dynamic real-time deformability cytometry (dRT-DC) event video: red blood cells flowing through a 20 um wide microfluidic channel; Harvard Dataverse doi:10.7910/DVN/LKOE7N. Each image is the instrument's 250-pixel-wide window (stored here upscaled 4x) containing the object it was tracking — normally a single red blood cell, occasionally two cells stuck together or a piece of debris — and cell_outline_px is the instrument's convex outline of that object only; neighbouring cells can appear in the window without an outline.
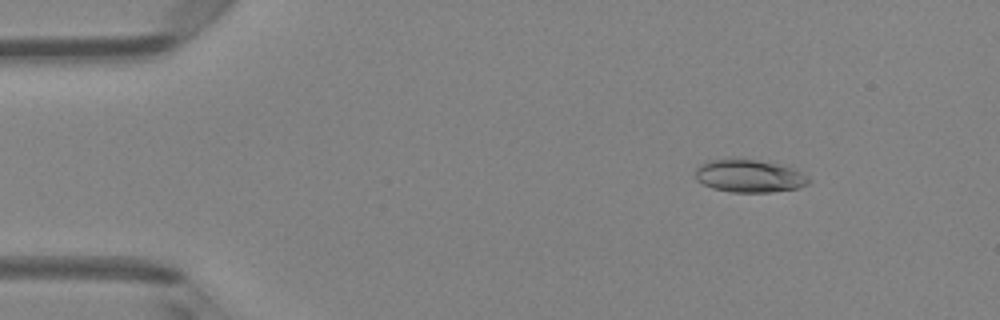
{"species": "Egyptian fruit bat (a non-hibernating species)", "species_latin": "Rousettus aegyptiacus", "temperature_condition": "room temperature", "stored_images_in_passage": 49, "camera_frame_rate_fps": 3000, "um_per_image_px": 0.085, "animal": {"sex": "female"}, "frame": {"image": 1, "passage_image": 6, "time_ms": 1.667, "image_size_px": [1000, 320], "cell_outline_px": [[812, 180], [808, 184], [800, 188], [772, 192], [732, 192], [712, 188], [696, 180], [696, 168], [700, 164], [708, 160], [736, 156], [780, 164], [792, 168], [808, 176]], "centroid_in_image_um": [63.68, 14.93], "position_along_channel_um": 21.3, "area_um2": 22.25}}
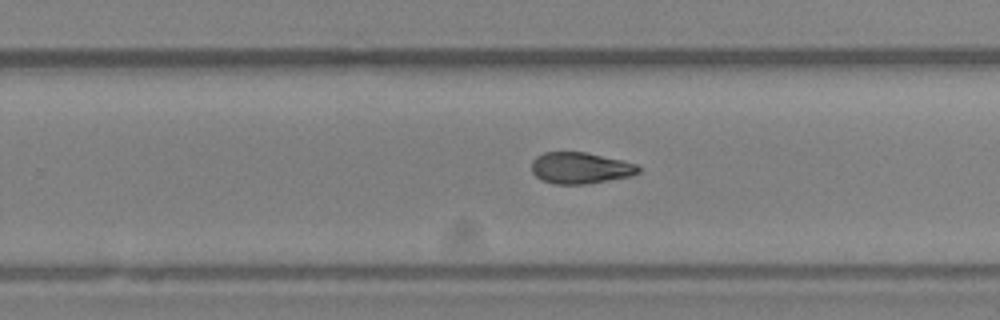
{"frame": {"image": 2, "passage_image": 31, "time_ms": 10.0, "image_size_px": [1000, 320], "cell_outline_px": [[640, 172], [632, 176], [584, 184], [556, 184], [540, 180], [532, 172], [532, 160], [536, 156], [544, 152], [584, 152], [620, 160], [636, 164], [640, 168]], "centroid_in_image_um": [49.3, 14.28], "position_along_channel_um": 280.5, "area_um2": 19.42}}
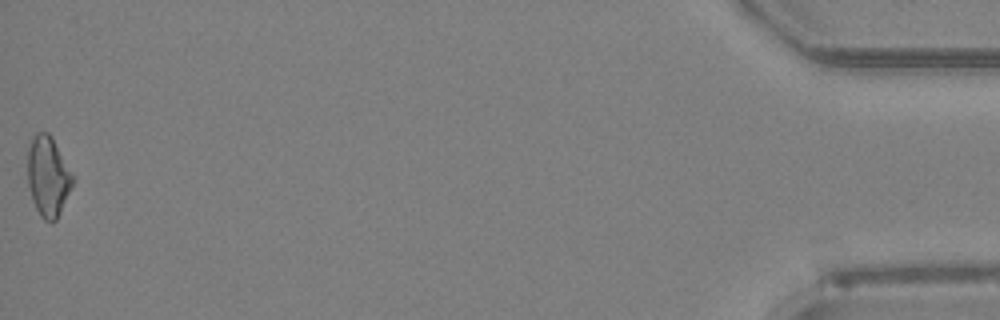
{"frame": {"image": 3, "passage_image": 49, "time_ms": 16.0, "image_size_px": [1000, 320], "cell_outline_px": [[72, 184], [60, 212], [56, 220], [52, 224], [44, 220], [40, 216], [32, 200], [28, 188], [28, 148], [32, 136], [36, 132], [48, 132], [52, 136], [72, 176]], "centroid_in_image_um": [4.04, 15.0], "position_along_channel_um": 431.2, "area_um2": 20.75}, "authors_computed_cell_mechanics": {"area_um2": 20.0566, "velocity_mm_per_s": 4.1224, "shape_relaxation_time_tau1_ms": null, "shape_relaxation_time_tau2_ms": 7.6102, "deformation_change_tau1": null, "deformation_change_tau2": 0.1682}}